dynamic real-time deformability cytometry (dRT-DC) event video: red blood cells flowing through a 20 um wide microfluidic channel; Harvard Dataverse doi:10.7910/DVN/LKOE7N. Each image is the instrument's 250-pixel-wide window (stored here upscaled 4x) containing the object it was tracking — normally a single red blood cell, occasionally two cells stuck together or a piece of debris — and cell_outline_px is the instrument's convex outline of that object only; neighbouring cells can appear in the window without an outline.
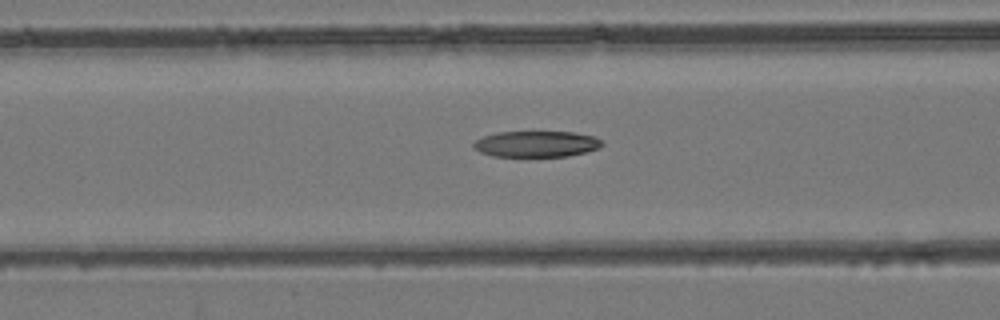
{"species": "common noctule bat (a hibernating species)", "species_latin": "Nyctalus noctula", "temperature_condition": "room temperature", "stored_images_in_passage": 29, "camera_frame_rate_fps": 3000, "um_per_image_px": 0.085, "animal": {"sex": "female", "body_mass_g": 24.6, "forearm_length_mm": 56.2}, "frame": {"image": 1, "passage_image": 11, "time_ms": 3.333, "image_size_px": [1000, 320], "cell_outline_px": [[604, 144], [596, 148], [584, 152], [568, 156], [492, 156], [480, 152], [472, 148], [472, 144], [476, 140], [484, 136], [496, 132], [576, 132], [592, 136], [600, 140]], "centroid_in_image_um": [45.54, 12.23], "position_along_channel_um": 121.1, "area_um2": 19.36}}
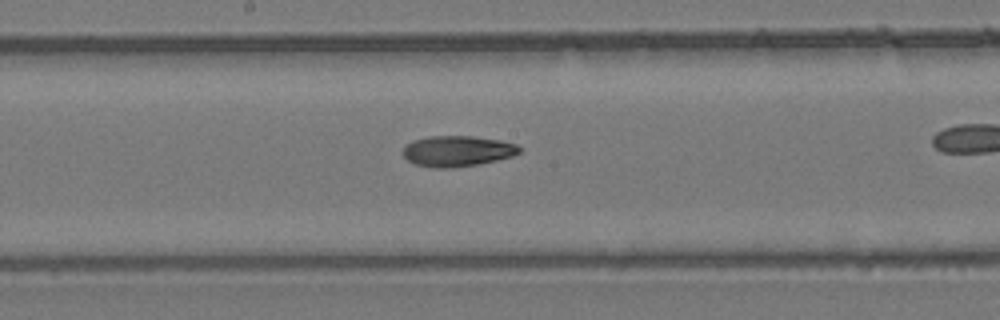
{"frame": {"image": 2, "passage_image": 17, "time_ms": 5.333, "image_size_px": [1000, 320], "cell_outline_px": [[524, 148], [520, 152], [512, 156], [496, 160], [476, 164], [452, 168], [432, 168], [416, 164], [408, 160], [404, 156], [404, 148], [412, 140], [428, 136], [472, 136], [500, 140], [516, 144]], "centroid_in_image_um": [38.9, 12.84], "position_along_channel_um": 209.3, "area_um2": 20.81}}
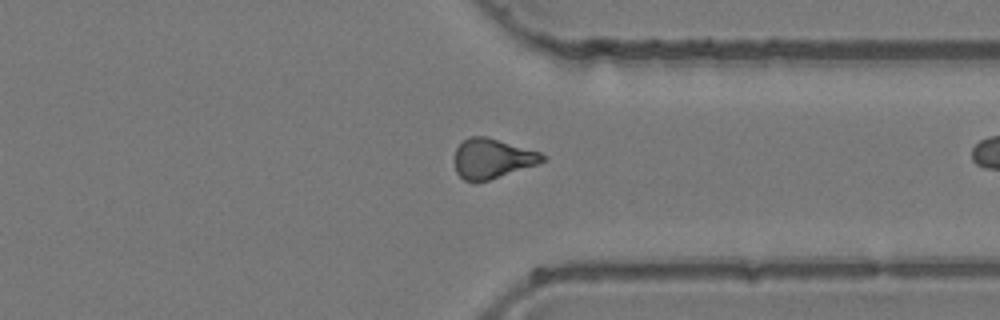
{"frame": {"image": 3, "passage_image": 28, "time_ms": 9.0, "image_size_px": [1000, 320], "cell_outline_px": [[548, 160], [540, 164], [476, 184], [464, 180], [456, 172], [456, 148], [468, 136], [488, 136], [540, 152], [548, 156]], "centroid_in_image_um": [41.9, 13.49], "position_along_channel_um": 369.5, "area_um2": 20.81}}